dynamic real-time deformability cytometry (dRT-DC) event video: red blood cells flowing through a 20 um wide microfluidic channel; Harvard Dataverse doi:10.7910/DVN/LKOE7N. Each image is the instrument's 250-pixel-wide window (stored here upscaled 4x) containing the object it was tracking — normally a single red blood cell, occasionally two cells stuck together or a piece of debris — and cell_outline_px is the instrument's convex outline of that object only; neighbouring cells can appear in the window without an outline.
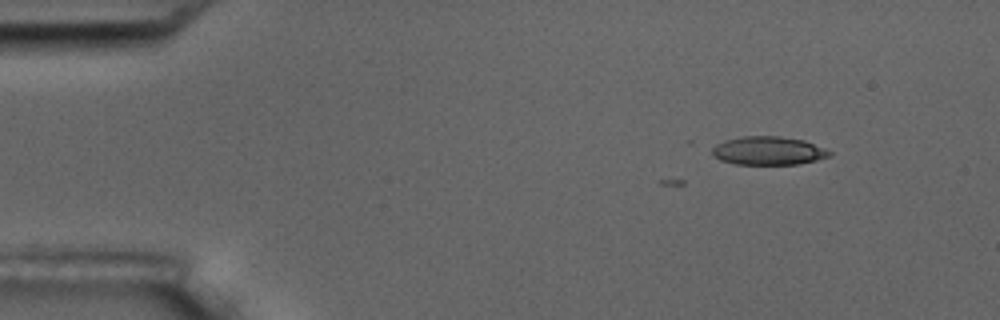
{"species": "common noctule bat (a hibernating species)", "species_latin": "Nyctalus noctula", "temperature_condition": "room temperature", "stored_images_in_passage": 2, "camera_frame_rate_fps": 3000, "um_per_image_px": 0.085, "animal": {"sex": "male", "body_mass_g": 17.5, "forearm_length_mm": 52.3}, "frame": {"image": 1, "passage_image": 2, "time_ms": 1.0, "image_size_px": [1000, 320], "cell_outline_px": [[832, 156], [800, 164], [736, 164], [720, 160], [712, 156], [712, 148], [716, 144], [724, 140], [744, 136], [780, 136], [804, 140], [824, 148], [832, 152]], "centroid_in_image_um": [65.3, 12.81], "position_along_channel_um": 19.7, "area_um2": 19.54}}